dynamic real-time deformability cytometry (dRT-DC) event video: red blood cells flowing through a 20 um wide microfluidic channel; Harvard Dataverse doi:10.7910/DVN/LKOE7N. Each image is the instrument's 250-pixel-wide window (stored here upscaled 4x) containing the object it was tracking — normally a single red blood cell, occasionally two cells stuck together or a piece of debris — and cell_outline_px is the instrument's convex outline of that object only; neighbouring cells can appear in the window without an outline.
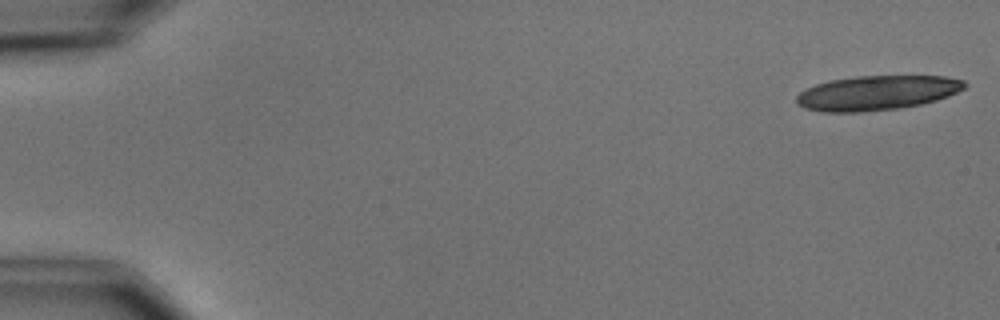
{"species": "common noctule bat (a hibernating species)", "species_latin": "Nyctalus noctula", "temperature_condition": "cold", "stored_images_in_passage": 7, "camera_frame_rate_fps": 3000, "um_per_image_px": 0.085, "animal": {"sex": "male", "body_mass_g": 15.6}, "frame": {"image": 1, "passage_image": 1, "time_ms": 0.0, "image_size_px": [1000, 320], "cell_outline_px": [[968, 84], [964, 88], [948, 96], [936, 100], [920, 104], [900, 108], [860, 112], [824, 112], [804, 108], [796, 104], [796, 96], [800, 92], [816, 84], [828, 80], [856, 76], [944, 76], [964, 80]], "centroid_in_image_um": [74.52, 7.89], "position_along_channel_um": 10.5, "area_um2": 33.93}}
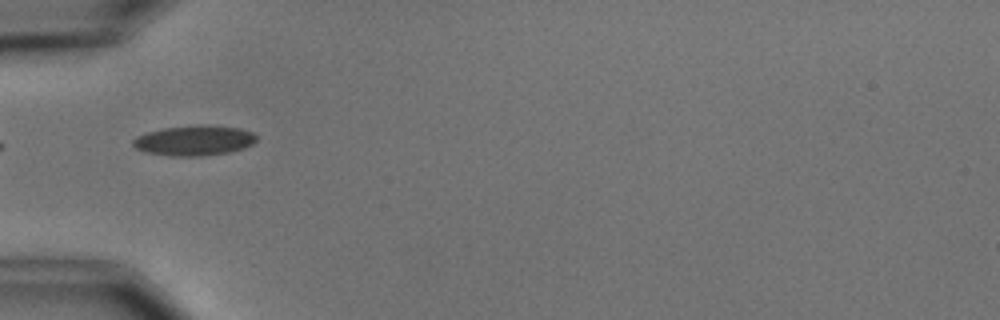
{"frame": {"image": 2, "passage_image": 6, "time_ms": 5.667, "image_size_px": [1000, 320], "cell_outline_px": [[256, 140], [252, 144], [244, 148], [228, 152], [200, 156], [168, 156], [144, 152], [136, 148], [132, 144], [132, 140], [136, 136], [148, 132], [164, 128], [208, 124], [240, 128], [252, 132], [256, 136]], "centroid_in_image_um": [16.49, 11.94], "position_along_channel_um": 68.5, "area_um2": 21.73}}